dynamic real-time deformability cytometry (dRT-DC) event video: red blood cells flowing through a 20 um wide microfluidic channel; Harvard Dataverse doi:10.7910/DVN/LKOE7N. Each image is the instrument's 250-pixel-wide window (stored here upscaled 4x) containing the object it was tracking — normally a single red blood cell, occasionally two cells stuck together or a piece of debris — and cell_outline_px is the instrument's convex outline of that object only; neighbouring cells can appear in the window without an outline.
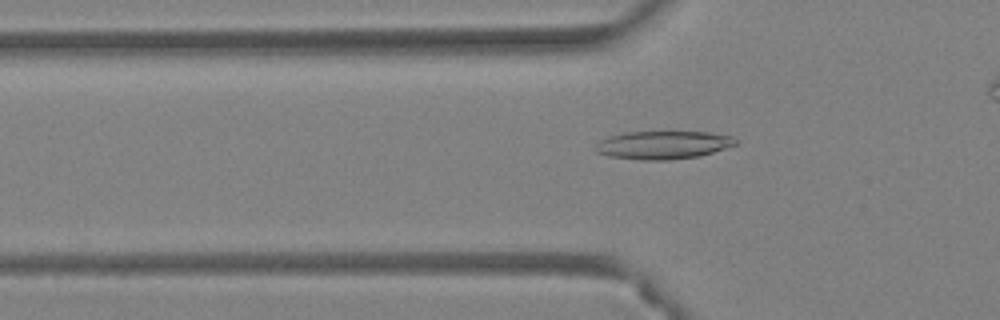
{"species": "Egyptian fruit bat (a non-hibernating species)", "species_latin": "Rousettus aegyptiacus", "temperature_condition": "warm", "stored_images_in_passage": 33, "camera_frame_rate_fps": 3000, "um_per_image_px": 0.085, "animal": {"sex": "female"}, "frame": {"image": 1, "passage_image": 7, "time_ms": 2.0, "image_size_px": [1000, 320], "cell_outline_px": [[736, 144], [700, 156], [668, 160], [640, 160], [608, 156], [596, 152], [592, 148], [600, 140], [608, 136], [624, 132], [708, 132], [732, 136], [736, 140]], "centroid_in_image_um": [56.29, 12.32], "position_along_channel_um": 69.5, "area_um2": 23.0}}
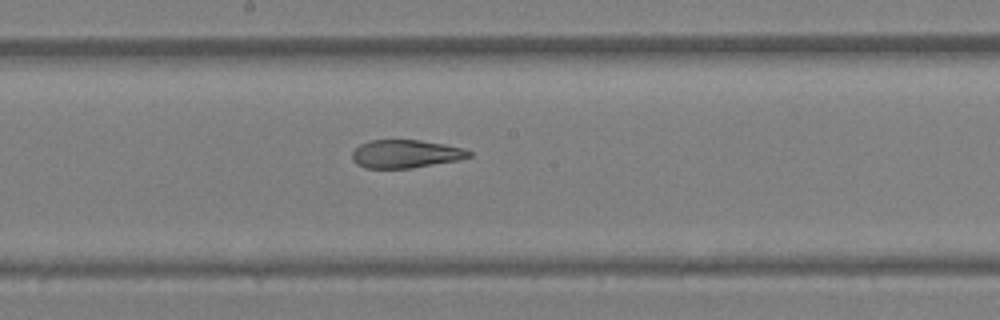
{"frame": {"image": 2, "passage_image": 17, "time_ms": 5.333, "image_size_px": [1000, 320], "cell_outline_px": [[472, 156], [460, 160], [412, 168], [364, 168], [356, 164], [352, 160], [352, 152], [360, 144], [372, 140], [420, 140], [444, 144], [464, 148], [472, 152]], "centroid_in_image_um": [34.5, 13.08], "position_along_channel_um": 213.7, "area_um2": 19.31}}
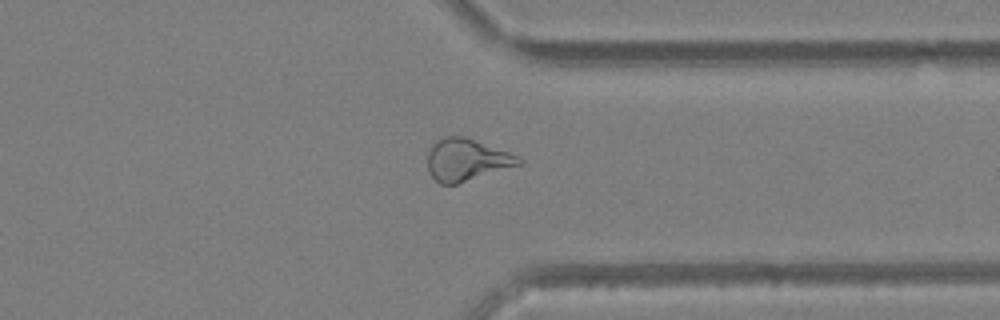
{"frame": {"image": 3, "passage_image": 28, "time_ms": 9.0, "image_size_px": [1000, 320], "cell_outline_px": [[524, 164], [456, 184], [440, 184], [432, 176], [428, 168], [428, 152], [432, 144], [436, 140], [444, 136], [464, 136], [520, 156], [524, 160]], "centroid_in_image_um": [39.69, 13.58], "position_along_channel_um": 371.7, "area_um2": 22.48}}